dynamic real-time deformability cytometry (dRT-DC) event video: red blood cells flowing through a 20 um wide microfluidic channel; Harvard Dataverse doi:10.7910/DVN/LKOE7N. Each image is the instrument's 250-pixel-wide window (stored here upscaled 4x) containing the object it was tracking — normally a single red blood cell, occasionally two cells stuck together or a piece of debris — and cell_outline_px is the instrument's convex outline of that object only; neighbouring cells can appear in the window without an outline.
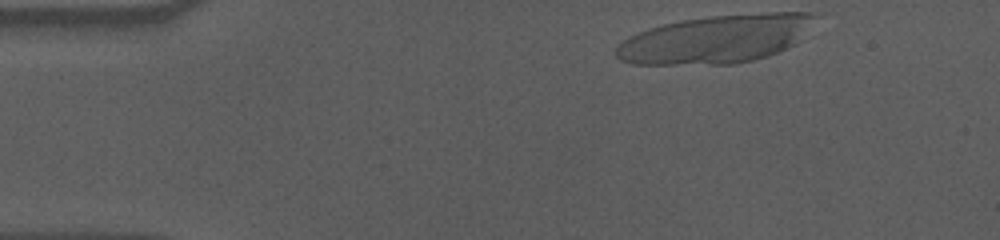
{"species": "human", "species_latin": "Homo sapiens", "temperature_condition": "cold", "stored_images_in_passage": 13, "camera_frame_rate_fps": 3000, "um_per_image_px": 0.085, "donor": {"sex": "male"}, "frame": {"image": 1, "passage_image": 1, "time_ms": 0.0, "image_size_px": [1000, 240], "cell_outline_px": [[824, 12], [804, 40], [788, 48], [768, 56], [736, 64], [632, 64], [620, 60], [616, 56], [616, 48], [628, 36], [648, 28], [680, 20], [712, 16], [768, 12]], "centroid_in_image_um": [61.02, 3.3], "position_along_channel_um": 24.0, "area_um2": 56.88}}